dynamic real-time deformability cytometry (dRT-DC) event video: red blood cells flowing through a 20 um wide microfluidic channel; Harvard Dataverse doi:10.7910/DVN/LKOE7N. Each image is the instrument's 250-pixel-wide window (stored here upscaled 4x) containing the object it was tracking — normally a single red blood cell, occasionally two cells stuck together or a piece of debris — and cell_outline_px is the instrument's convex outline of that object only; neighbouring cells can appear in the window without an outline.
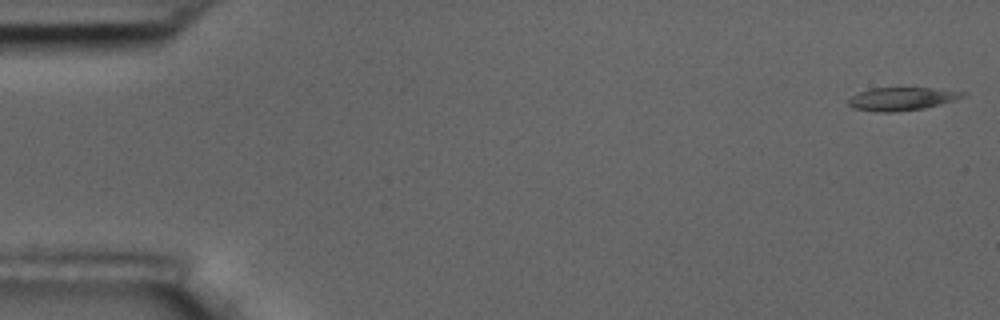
{"species": "common noctule bat (a hibernating species)", "species_latin": "Nyctalus noctula", "temperature_condition": "room temperature", "stored_images_in_passage": 8, "camera_frame_rate_fps": 3000, "um_per_image_px": 0.085, "animal": {"sex": "male", "body_mass_g": 17.5, "forearm_length_mm": 52.3}, "frame": {"image": 1, "passage_image": 1, "time_ms": 0.0, "image_size_px": [1000, 320], "cell_outline_px": [[968, 92], [964, 96], [956, 100], [924, 108], [892, 112], [876, 112], [852, 108], [848, 104], [848, 100], [852, 96], [860, 92], [872, 88], [932, 88]], "centroid_in_image_um": [76.65, 8.4], "position_along_channel_um": 8.3, "area_um2": 15.32}}